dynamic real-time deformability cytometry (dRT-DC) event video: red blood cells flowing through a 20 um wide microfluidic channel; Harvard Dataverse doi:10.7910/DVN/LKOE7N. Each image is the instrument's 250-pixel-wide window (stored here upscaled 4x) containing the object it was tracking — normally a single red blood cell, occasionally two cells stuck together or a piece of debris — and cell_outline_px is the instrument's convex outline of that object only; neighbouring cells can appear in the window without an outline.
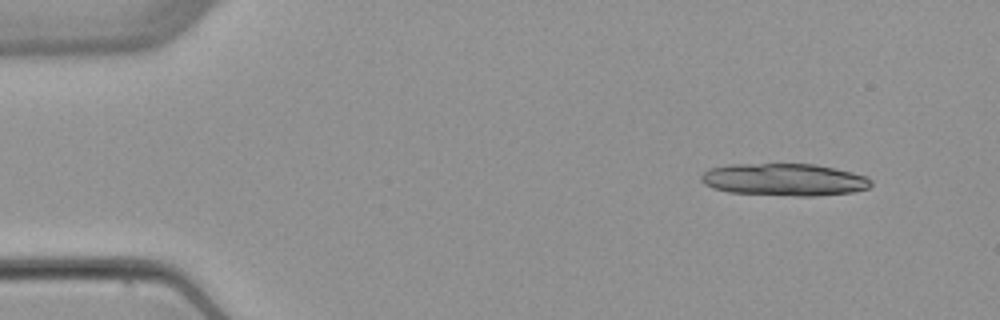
{"species": "common noctule bat (a hibernating species)", "species_latin": "Nyctalus noctula", "temperature_condition": "warm", "stored_images_in_passage": 7, "camera_frame_rate_fps": 3000, "um_per_image_px": 0.085, "animal": {"sex": "female", "body_mass_g": 22.7, "forearm_length_mm": 54.2}, "frame": {"image": 1, "passage_image": 1, "time_ms": 0.0, "image_size_px": [1000, 320], "cell_outline_px": [[872, 184], [868, 188], [852, 192], [816, 196], [792, 196], [728, 192], [712, 188], [704, 184], [700, 180], [700, 176], [708, 168], [728, 164], [816, 164], [852, 172], [868, 176], [872, 180]], "centroid_in_image_um": [66.65, 15.27], "position_along_channel_um": 18.4, "area_um2": 32.31}}
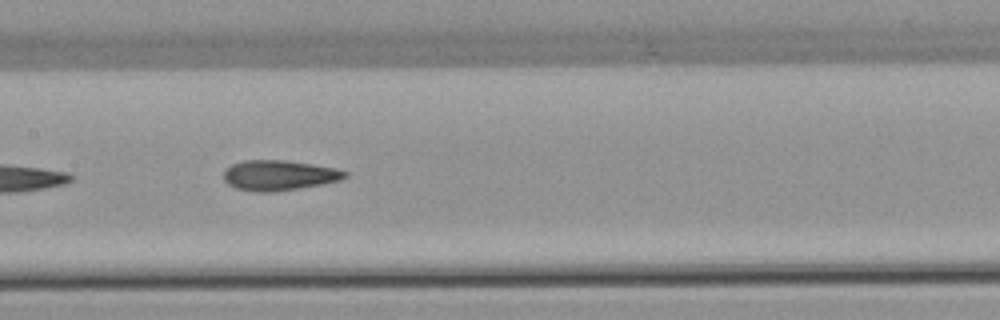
{"frame": {"image": 2, "passage_image": 6, "time_ms": 7.0, "image_size_px": [1000, 320], "cell_outline_px": [[348, 176], [340, 180], [320, 184], [272, 192], [256, 192], [236, 188], [228, 184], [224, 180], [224, 168], [232, 164], [244, 160], [284, 160], [312, 164], [336, 168], [348, 172]], "centroid_in_image_um": [23.69, 14.89], "position_along_channel_um": 183.7, "area_um2": 21.27}}
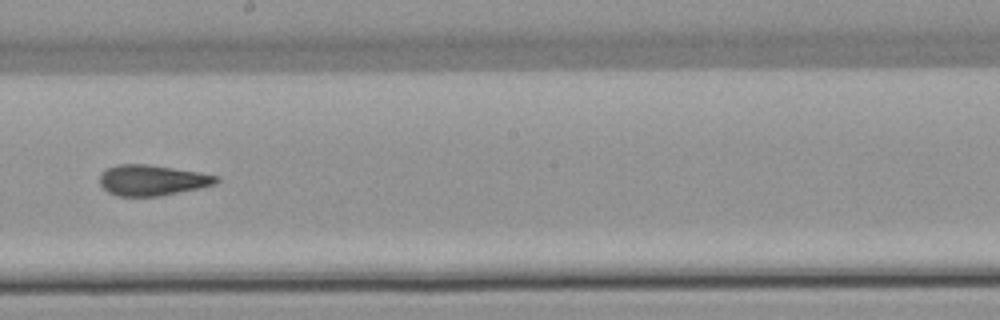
{"frame": {"image": 3, "passage_image": 7, "time_ms": 8.333, "image_size_px": [1000, 320], "cell_outline_px": [[220, 180], [216, 184], [160, 196], [116, 196], [108, 192], [100, 184], [100, 172], [116, 164], [148, 164], [200, 172], [220, 176]], "centroid_in_image_um": [12.93, 15.31], "position_along_channel_um": 235.3, "area_um2": 20.92}}